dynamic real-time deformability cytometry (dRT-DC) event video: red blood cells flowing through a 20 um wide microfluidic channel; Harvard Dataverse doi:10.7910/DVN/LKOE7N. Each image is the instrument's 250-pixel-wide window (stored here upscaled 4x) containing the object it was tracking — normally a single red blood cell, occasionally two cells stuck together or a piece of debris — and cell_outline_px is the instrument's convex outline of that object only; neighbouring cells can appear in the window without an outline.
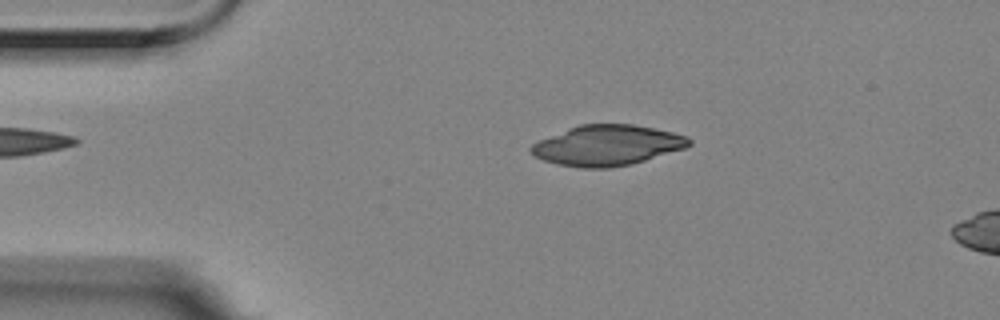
{"species": "Egyptian fruit bat (a non-hibernating species)", "species_latin": "Rousettus aegyptiacus", "temperature_condition": "room temperature", "stored_images_in_passage": 4, "camera_frame_rate_fps": 3000, "um_per_image_px": 0.085, "animal": {"sex": "female"}, "frame": {"image": 1, "passage_image": 2, "time_ms": 0.333, "image_size_px": [1000, 320], "cell_outline_px": [[692, 144], [684, 148], [632, 164], [608, 168], [580, 168], [556, 164], [544, 160], [536, 156], [528, 148], [532, 144], [540, 140], [568, 128], [580, 124], [632, 124], [672, 132], [688, 136], [692, 140]], "centroid_in_image_um": [51.61, 12.36], "position_along_channel_um": 33.4, "area_um2": 37.05}}